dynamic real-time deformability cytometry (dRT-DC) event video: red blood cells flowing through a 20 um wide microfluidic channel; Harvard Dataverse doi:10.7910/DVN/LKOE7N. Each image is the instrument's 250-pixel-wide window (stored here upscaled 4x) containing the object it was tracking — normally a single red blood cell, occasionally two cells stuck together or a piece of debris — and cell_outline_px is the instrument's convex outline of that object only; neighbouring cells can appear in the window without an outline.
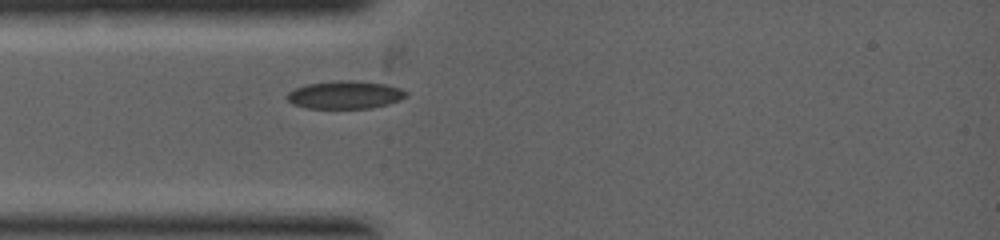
{"species": "common noctule bat (a hibernating species)", "species_latin": "Nyctalus noctula", "temperature_condition": "warm", "stored_images_in_passage": 7, "camera_frame_rate_fps": 5000, "um_per_image_px": 0.085, "animal": {"sex": "female", "body_mass_g": 19.0, "forearm_length_mm": 53.3}, "frame": {"image": 1, "passage_image": 1, "time_ms": 0.0, "image_size_px": [1000, 240], "cell_outline_px": [[408, 96], [400, 100], [388, 104], [372, 108], [304, 108], [292, 104], [284, 96], [288, 92], [296, 88], [308, 84], [332, 80], [380, 80], [400, 88], [408, 92]], "centroid_in_image_um": [29.4, 8.03], "position_along_channel_um": 55.6, "area_um2": 20.11}}
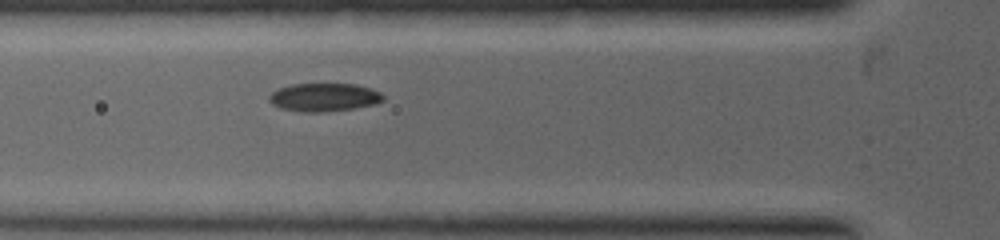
{"frame": {"image": 2, "passage_image": 5, "time_ms": 0.6, "image_size_px": [1000, 240], "cell_outline_px": [[384, 100], [376, 104], [352, 108], [324, 112], [304, 112], [280, 108], [272, 104], [268, 100], [268, 96], [272, 92], [280, 88], [292, 84], [356, 84], [372, 88], [380, 92], [384, 96]], "centroid_in_image_um": [27.55, 8.26], "position_along_channel_um": 98.2, "area_um2": 18.79}}